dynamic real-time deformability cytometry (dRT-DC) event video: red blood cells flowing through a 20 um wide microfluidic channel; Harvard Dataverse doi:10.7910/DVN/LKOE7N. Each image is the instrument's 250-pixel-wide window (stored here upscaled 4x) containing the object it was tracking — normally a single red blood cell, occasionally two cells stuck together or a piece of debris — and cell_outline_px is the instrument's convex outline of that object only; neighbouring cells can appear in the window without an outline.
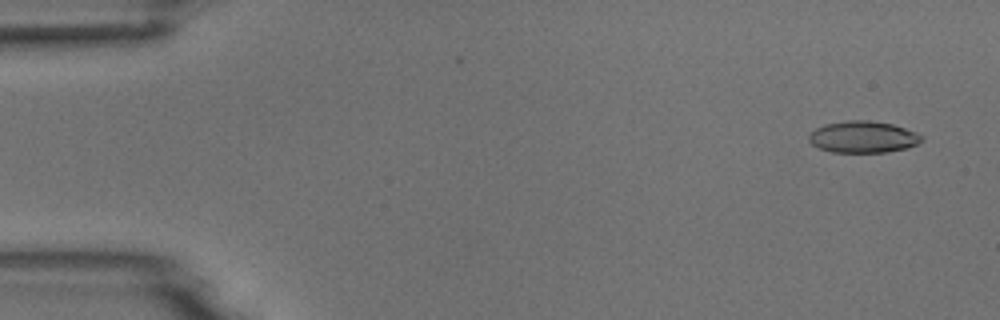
{"species": "common noctule bat (a hibernating species)", "species_latin": "Nyctalus noctula", "temperature_condition": "room temperature", "stored_images_in_passage": 6, "camera_frame_rate_fps": 3000, "um_per_image_px": 0.085, "animal": {"sex": "male", "body_mass_g": 18.8}, "frame": {"image": 1, "passage_image": 1, "time_ms": 0.0, "image_size_px": [1000, 320], "cell_outline_px": [[924, 140], [908, 148], [888, 152], [832, 152], [820, 148], [812, 144], [808, 140], [808, 136], [816, 128], [824, 124], [848, 120], [868, 120], [892, 124], [916, 132], [924, 136]], "centroid_in_image_um": [73.38, 11.64], "position_along_channel_um": 11.6, "area_um2": 20.87}}
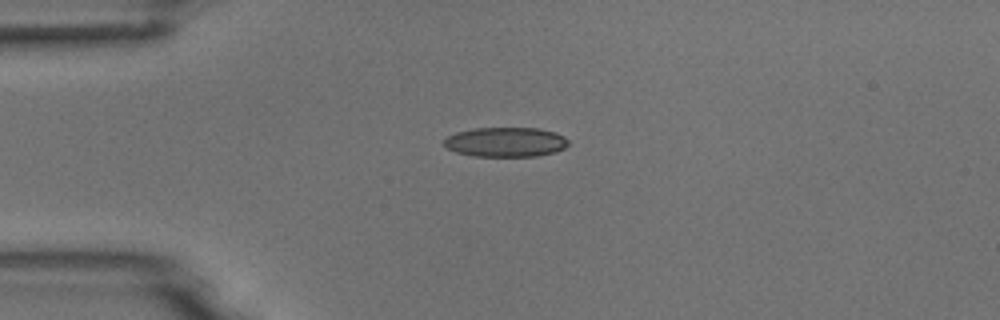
{"frame": {"image": 2, "passage_image": 4, "time_ms": 3.333, "image_size_px": [1000, 320], "cell_outline_px": [[568, 144], [564, 148], [556, 152], [536, 156], [476, 156], [456, 152], [448, 148], [444, 144], [444, 140], [448, 136], [456, 132], [476, 128], [540, 128], [556, 132], [564, 136], [568, 140]], "centroid_in_image_um": [43.02, 12.07], "position_along_channel_um": 42.0, "area_um2": 21.44}}